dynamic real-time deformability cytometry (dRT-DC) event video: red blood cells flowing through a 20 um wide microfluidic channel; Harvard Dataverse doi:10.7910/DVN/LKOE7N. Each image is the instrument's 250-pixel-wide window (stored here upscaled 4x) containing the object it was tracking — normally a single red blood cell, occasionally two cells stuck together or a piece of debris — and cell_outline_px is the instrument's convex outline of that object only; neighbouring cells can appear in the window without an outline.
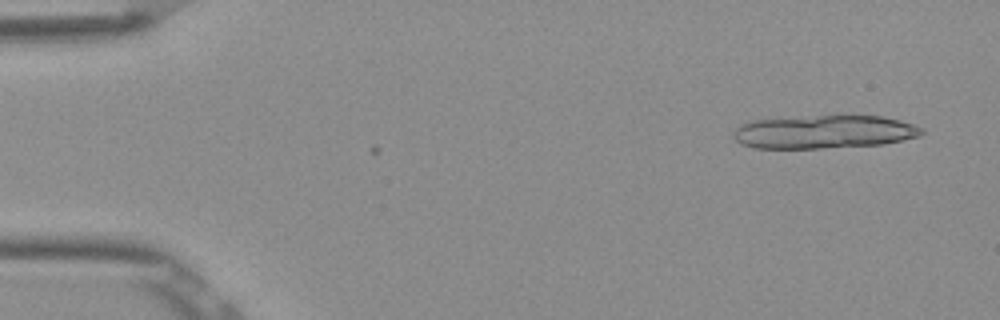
{"species": "Egyptian fruit bat (a non-hibernating species)", "species_latin": "Rousettus aegyptiacus", "temperature_condition": "room temperature", "stored_images_in_passage": 3, "camera_frame_rate_fps": 3000, "um_per_image_px": 0.085, "frame": {"image": 1, "passage_image": 1, "time_ms": 0.0, "image_size_px": [1000, 320], "cell_outline_px": [[924, 132], [920, 136], [884, 144], [820, 148], [756, 148], [740, 144], [732, 136], [732, 132], [740, 124], [748, 120], [836, 112], [880, 116], [900, 120], [924, 128]], "centroid_in_image_um": [70.02, 11.15], "position_along_channel_um": 15.0, "area_um2": 38.21}}